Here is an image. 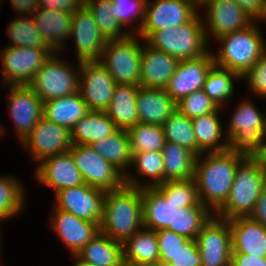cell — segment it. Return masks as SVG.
<instances>
[{
    "label": "cell",
    "instance_id": "cell-1",
    "mask_svg": "<svg viewBox=\"0 0 266 266\" xmlns=\"http://www.w3.org/2000/svg\"><path fill=\"white\" fill-rule=\"evenodd\" d=\"M247 157L229 149L197 156L193 178L198 196L213 213L228 199L236 170Z\"/></svg>",
    "mask_w": 266,
    "mask_h": 266
},
{
    "label": "cell",
    "instance_id": "cell-2",
    "mask_svg": "<svg viewBox=\"0 0 266 266\" xmlns=\"http://www.w3.org/2000/svg\"><path fill=\"white\" fill-rule=\"evenodd\" d=\"M143 227L141 188L124 184L106 191L100 223L102 233L123 243Z\"/></svg>",
    "mask_w": 266,
    "mask_h": 266
},
{
    "label": "cell",
    "instance_id": "cell-3",
    "mask_svg": "<svg viewBox=\"0 0 266 266\" xmlns=\"http://www.w3.org/2000/svg\"><path fill=\"white\" fill-rule=\"evenodd\" d=\"M225 34L217 40L221 42L218 53H212L215 65L244 76L266 52V43L259 28L254 25Z\"/></svg>",
    "mask_w": 266,
    "mask_h": 266
},
{
    "label": "cell",
    "instance_id": "cell-4",
    "mask_svg": "<svg viewBox=\"0 0 266 266\" xmlns=\"http://www.w3.org/2000/svg\"><path fill=\"white\" fill-rule=\"evenodd\" d=\"M201 19L197 14L190 22L155 31L145 42L179 61L201 57L209 52L208 34Z\"/></svg>",
    "mask_w": 266,
    "mask_h": 266
},
{
    "label": "cell",
    "instance_id": "cell-5",
    "mask_svg": "<svg viewBox=\"0 0 266 266\" xmlns=\"http://www.w3.org/2000/svg\"><path fill=\"white\" fill-rule=\"evenodd\" d=\"M265 187L266 173L248 156L236 170L228 199L214 215L227 220L250 216Z\"/></svg>",
    "mask_w": 266,
    "mask_h": 266
},
{
    "label": "cell",
    "instance_id": "cell-6",
    "mask_svg": "<svg viewBox=\"0 0 266 266\" xmlns=\"http://www.w3.org/2000/svg\"><path fill=\"white\" fill-rule=\"evenodd\" d=\"M141 51L136 34L105 44L101 64L112 75L116 84L140 85Z\"/></svg>",
    "mask_w": 266,
    "mask_h": 266
},
{
    "label": "cell",
    "instance_id": "cell-7",
    "mask_svg": "<svg viewBox=\"0 0 266 266\" xmlns=\"http://www.w3.org/2000/svg\"><path fill=\"white\" fill-rule=\"evenodd\" d=\"M226 130L228 149L249 156L262 143L264 114L249 100H244L235 109Z\"/></svg>",
    "mask_w": 266,
    "mask_h": 266
},
{
    "label": "cell",
    "instance_id": "cell-8",
    "mask_svg": "<svg viewBox=\"0 0 266 266\" xmlns=\"http://www.w3.org/2000/svg\"><path fill=\"white\" fill-rule=\"evenodd\" d=\"M53 53L34 75L28 86L43 100L72 95L79 91V69L59 60ZM57 56V57H56Z\"/></svg>",
    "mask_w": 266,
    "mask_h": 266
},
{
    "label": "cell",
    "instance_id": "cell-9",
    "mask_svg": "<svg viewBox=\"0 0 266 266\" xmlns=\"http://www.w3.org/2000/svg\"><path fill=\"white\" fill-rule=\"evenodd\" d=\"M191 0H146L144 22L138 37L146 41L155 31L190 22L199 12Z\"/></svg>",
    "mask_w": 266,
    "mask_h": 266
},
{
    "label": "cell",
    "instance_id": "cell-10",
    "mask_svg": "<svg viewBox=\"0 0 266 266\" xmlns=\"http://www.w3.org/2000/svg\"><path fill=\"white\" fill-rule=\"evenodd\" d=\"M3 85H28L53 52L49 48L6 46L0 49Z\"/></svg>",
    "mask_w": 266,
    "mask_h": 266
},
{
    "label": "cell",
    "instance_id": "cell-11",
    "mask_svg": "<svg viewBox=\"0 0 266 266\" xmlns=\"http://www.w3.org/2000/svg\"><path fill=\"white\" fill-rule=\"evenodd\" d=\"M69 152L85 184L104 191L116 190L125 184L124 175L91 145H72Z\"/></svg>",
    "mask_w": 266,
    "mask_h": 266
},
{
    "label": "cell",
    "instance_id": "cell-12",
    "mask_svg": "<svg viewBox=\"0 0 266 266\" xmlns=\"http://www.w3.org/2000/svg\"><path fill=\"white\" fill-rule=\"evenodd\" d=\"M79 92L91 111L105 112L112 100L115 81L99 61L78 62Z\"/></svg>",
    "mask_w": 266,
    "mask_h": 266
},
{
    "label": "cell",
    "instance_id": "cell-13",
    "mask_svg": "<svg viewBox=\"0 0 266 266\" xmlns=\"http://www.w3.org/2000/svg\"><path fill=\"white\" fill-rule=\"evenodd\" d=\"M196 242L202 266L231 265V230L227 219L213 215L197 235Z\"/></svg>",
    "mask_w": 266,
    "mask_h": 266
},
{
    "label": "cell",
    "instance_id": "cell-14",
    "mask_svg": "<svg viewBox=\"0 0 266 266\" xmlns=\"http://www.w3.org/2000/svg\"><path fill=\"white\" fill-rule=\"evenodd\" d=\"M55 208L72 213L86 221L101 223L106 191L83 184L55 193Z\"/></svg>",
    "mask_w": 266,
    "mask_h": 266
},
{
    "label": "cell",
    "instance_id": "cell-15",
    "mask_svg": "<svg viewBox=\"0 0 266 266\" xmlns=\"http://www.w3.org/2000/svg\"><path fill=\"white\" fill-rule=\"evenodd\" d=\"M22 144L24 148H29L32 158L40 162L48 156L69 151L72 146L71 132L66 127L42 117L23 139Z\"/></svg>",
    "mask_w": 266,
    "mask_h": 266
},
{
    "label": "cell",
    "instance_id": "cell-16",
    "mask_svg": "<svg viewBox=\"0 0 266 266\" xmlns=\"http://www.w3.org/2000/svg\"><path fill=\"white\" fill-rule=\"evenodd\" d=\"M71 37L75 39L78 62L100 60L107 40L85 4L72 13Z\"/></svg>",
    "mask_w": 266,
    "mask_h": 266
},
{
    "label": "cell",
    "instance_id": "cell-17",
    "mask_svg": "<svg viewBox=\"0 0 266 266\" xmlns=\"http://www.w3.org/2000/svg\"><path fill=\"white\" fill-rule=\"evenodd\" d=\"M8 109L21 142L43 117L44 101L28 85H9Z\"/></svg>",
    "mask_w": 266,
    "mask_h": 266
},
{
    "label": "cell",
    "instance_id": "cell-18",
    "mask_svg": "<svg viewBox=\"0 0 266 266\" xmlns=\"http://www.w3.org/2000/svg\"><path fill=\"white\" fill-rule=\"evenodd\" d=\"M212 52L209 51L198 58L179 61L165 88L176 103L192 92L203 89L207 74L215 64Z\"/></svg>",
    "mask_w": 266,
    "mask_h": 266
},
{
    "label": "cell",
    "instance_id": "cell-19",
    "mask_svg": "<svg viewBox=\"0 0 266 266\" xmlns=\"http://www.w3.org/2000/svg\"><path fill=\"white\" fill-rule=\"evenodd\" d=\"M202 6L206 9L203 22L206 21L208 25L204 24V29L210 31L216 39L242 30L254 22L234 0H206L200 8Z\"/></svg>",
    "mask_w": 266,
    "mask_h": 266
},
{
    "label": "cell",
    "instance_id": "cell-20",
    "mask_svg": "<svg viewBox=\"0 0 266 266\" xmlns=\"http://www.w3.org/2000/svg\"><path fill=\"white\" fill-rule=\"evenodd\" d=\"M51 225L68 250L75 255L100 232V224L78 218L72 213L54 208Z\"/></svg>",
    "mask_w": 266,
    "mask_h": 266
},
{
    "label": "cell",
    "instance_id": "cell-21",
    "mask_svg": "<svg viewBox=\"0 0 266 266\" xmlns=\"http://www.w3.org/2000/svg\"><path fill=\"white\" fill-rule=\"evenodd\" d=\"M35 171L36 180L53 188L55 193L64 188L84 184L80 171L74 164L69 151L41 160Z\"/></svg>",
    "mask_w": 266,
    "mask_h": 266
},
{
    "label": "cell",
    "instance_id": "cell-22",
    "mask_svg": "<svg viewBox=\"0 0 266 266\" xmlns=\"http://www.w3.org/2000/svg\"><path fill=\"white\" fill-rule=\"evenodd\" d=\"M229 221L232 254H250L266 257V227L248 217H236Z\"/></svg>",
    "mask_w": 266,
    "mask_h": 266
},
{
    "label": "cell",
    "instance_id": "cell-23",
    "mask_svg": "<svg viewBox=\"0 0 266 266\" xmlns=\"http://www.w3.org/2000/svg\"><path fill=\"white\" fill-rule=\"evenodd\" d=\"M141 51L140 85L144 87L166 88L175 73L179 60L150 45L143 44Z\"/></svg>",
    "mask_w": 266,
    "mask_h": 266
},
{
    "label": "cell",
    "instance_id": "cell-24",
    "mask_svg": "<svg viewBox=\"0 0 266 266\" xmlns=\"http://www.w3.org/2000/svg\"><path fill=\"white\" fill-rule=\"evenodd\" d=\"M175 110H177L176 102L165 88L139 85L137 112L140 123L162 126Z\"/></svg>",
    "mask_w": 266,
    "mask_h": 266
},
{
    "label": "cell",
    "instance_id": "cell-25",
    "mask_svg": "<svg viewBox=\"0 0 266 266\" xmlns=\"http://www.w3.org/2000/svg\"><path fill=\"white\" fill-rule=\"evenodd\" d=\"M141 192L144 228L174 232V217L179 206L167 200L155 187L141 188Z\"/></svg>",
    "mask_w": 266,
    "mask_h": 266
},
{
    "label": "cell",
    "instance_id": "cell-26",
    "mask_svg": "<svg viewBox=\"0 0 266 266\" xmlns=\"http://www.w3.org/2000/svg\"><path fill=\"white\" fill-rule=\"evenodd\" d=\"M46 46L53 52L62 50V44L71 34L72 13L38 7L32 14Z\"/></svg>",
    "mask_w": 266,
    "mask_h": 266
},
{
    "label": "cell",
    "instance_id": "cell-27",
    "mask_svg": "<svg viewBox=\"0 0 266 266\" xmlns=\"http://www.w3.org/2000/svg\"><path fill=\"white\" fill-rule=\"evenodd\" d=\"M75 258V264L121 266L124 263L122 242L100 232L75 255Z\"/></svg>",
    "mask_w": 266,
    "mask_h": 266
},
{
    "label": "cell",
    "instance_id": "cell-28",
    "mask_svg": "<svg viewBox=\"0 0 266 266\" xmlns=\"http://www.w3.org/2000/svg\"><path fill=\"white\" fill-rule=\"evenodd\" d=\"M139 85L116 84L112 100L105 111L119 129L128 130L139 122L137 93Z\"/></svg>",
    "mask_w": 266,
    "mask_h": 266
},
{
    "label": "cell",
    "instance_id": "cell-29",
    "mask_svg": "<svg viewBox=\"0 0 266 266\" xmlns=\"http://www.w3.org/2000/svg\"><path fill=\"white\" fill-rule=\"evenodd\" d=\"M118 129L106 112L90 110L70 130L72 145H91Z\"/></svg>",
    "mask_w": 266,
    "mask_h": 266
},
{
    "label": "cell",
    "instance_id": "cell-30",
    "mask_svg": "<svg viewBox=\"0 0 266 266\" xmlns=\"http://www.w3.org/2000/svg\"><path fill=\"white\" fill-rule=\"evenodd\" d=\"M80 92L44 101L43 117L71 130L89 112Z\"/></svg>",
    "mask_w": 266,
    "mask_h": 266
},
{
    "label": "cell",
    "instance_id": "cell-31",
    "mask_svg": "<svg viewBox=\"0 0 266 266\" xmlns=\"http://www.w3.org/2000/svg\"><path fill=\"white\" fill-rule=\"evenodd\" d=\"M123 261L132 266H147L159 261L156 232L147 228L137 231L123 243Z\"/></svg>",
    "mask_w": 266,
    "mask_h": 266
},
{
    "label": "cell",
    "instance_id": "cell-32",
    "mask_svg": "<svg viewBox=\"0 0 266 266\" xmlns=\"http://www.w3.org/2000/svg\"><path fill=\"white\" fill-rule=\"evenodd\" d=\"M91 147L125 176L132 160L130 137L127 130L118 129L103 140L95 141Z\"/></svg>",
    "mask_w": 266,
    "mask_h": 266
},
{
    "label": "cell",
    "instance_id": "cell-33",
    "mask_svg": "<svg viewBox=\"0 0 266 266\" xmlns=\"http://www.w3.org/2000/svg\"><path fill=\"white\" fill-rule=\"evenodd\" d=\"M221 109L191 119L197 140V156L206 152H221L228 149V140L220 141L224 131L219 118Z\"/></svg>",
    "mask_w": 266,
    "mask_h": 266
},
{
    "label": "cell",
    "instance_id": "cell-34",
    "mask_svg": "<svg viewBox=\"0 0 266 266\" xmlns=\"http://www.w3.org/2000/svg\"><path fill=\"white\" fill-rule=\"evenodd\" d=\"M164 161V182L188 180L194 177L197 155L178 144L166 141L162 149Z\"/></svg>",
    "mask_w": 266,
    "mask_h": 266
},
{
    "label": "cell",
    "instance_id": "cell-35",
    "mask_svg": "<svg viewBox=\"0 0 266 266\" xmlns=\"http://www.w3.org/2000/svg\"><path fill=\"white\" fill-rule=\"evenodd\" d=\"M137 168V174L150 177L152 181L139 183L138 178H133L130 173L124 176L125 184L137 187H156L164 182V161L162 151H147L132 155L131 165Z\"/></svg>",
    "mask_w": 266,
    "mask_h": 266
},
{
    "label": "cell",
    "instance_id": "cell-36",
    "mask_svg": "<svg viewBox=\"0 0 266 266\" xmlns=\"http://www.w3.org/2000/svg\"><path fill=\"white\" fill-rule=\"evenodd\" d=\"M236 78L243 79V76L214 64L207 74L203 90L219 108H223L225 101L234 95L233 81Z\"/></svg>",
    "mask_w": 266,
    "mask_h": 266
},
{
    "label": "cell",
    "instance_id": "cell-37",
    "mask_svg": "<svg viewBox=\"0 0 266 266\" xmlns=\"http://www.w3.org/2000/svg\"><path fill=\"white\" fill-rule=\"evenodd\" d=\"M213 215L211 209L201 202L197 206L177 209L174 217V232L188 239H196Z\"/></svg>",
    "mask_w": 266,
    "mask_h": 266
},
{
    "label": "cell",
    "instance_id": "cell-38",
    "mask_svg": "<svg viewBox=\"0 0 266 266\" xmlns=\"http://www.w3.org/2000/svg\"><path fill=\"white\" fill-rule=\"evenodd\" d=\"M85 5L92 12L94 20L101 31L103 37L109 40H120L126 38L130 34H133L124 30L116 17L113 16V9H111L112 3L109 0H85Z\"/></svg>",
    "mask_w": 266,
    "mask_h": 266
},
{
    "label": "cell",
    "instance_id": "cell-39",
    "mask_svg": "<svg viewBox=\"0 0 266 266\" xmlns=\"http://www.w3.org/2000/svg\"><path fill=\"white\" fill-rule=\"evenodd\" d=\"M127 131L132 155L147 151H162L166 142L161 125L138 122Z\"/></svg>",
    "mask_w": 266,
    "mask_h": 266
},
{
    "label": "cell",
    "instance_id": "cell-40",
    "mask_svg": "<svg viewBox=\"0 0 266 266\" xmlns=\"http://www.w3.org/2000/svg\"><path fill=\"white\" fill-rule=\"evenodd\" d=\"M162 127L166 141L186 147L197 155V140L190 118L175 110Z\"/></svg>",
    "mask_w": 266,
    "mask_h": 266
},
{
    "label": "cell",
    "instance_id": "cell-41",
    "mask_svg": "<svg viewBox=\"0 0 266 266\" xmlns=\"http://www.w3.org/2000/svg\"><path fill=\"white\" fill-rule=\"evenodd\" d=\"M9 24L7 33L12 44L8 46L48 48L32 15H24Z\"/></svg>",
    "mask_w": 266,
    "mask_h": 266
},
{
    "label": "cell",
    "instance_id": "cell-42",
    "mask_svg": "<svg viewBox=\"0 0 266 266\" xmlns=\"http://www.w3.org/2000/svg\"><path fill=\"white\" fill-rule=\"evenodd\" d=\"M167 200L180 208L197 206L200 203L194 178L169 180L155 187Z\"/></svg>",
    "mask_w": 266,
    "mask_h": 266
},
{
    "label": "cell",
    "instance_id": "cell-43",
    "mask_svg": "<svg viewBox=\"0 0 266 266\" xmlns=\"http://www.w3.org/2000/svg\"><path fill=\"white\" fill-rule=\"evenodd\" d=\"M20 181L0 176V221L7 220L23 210L24 189Z\"/></svg>",
    "mask_w": 266,
    "mask_h": 266
},
{
    "label": "cell",
    "instance_id": "cell-44",
    "mask_svg": "<svg viewBox=\"0 0 266 266\" xmlns=\"http://www.w3.org/2000/svg\"><path fill=\"white\" fill-rule=\"evenodd\" d=\"M177 110L190 119H194L219 109L216 103L203 89L192 92L176 103Z\"/></svg>",
    "mask_w": 266,
    "mask_h": 266
},
{
    "label": "cell",
    "instance_id": "cell-45",
    "mask_svg": "<svg viewBox=\"0 0 266 266\" xmlns=\"http://www.w3.org/2000/svg\"><path fill=\"white\" fill-rule=\"evenodd\" d=\"M145 3L146 0H123L118 1V3H112L113 16L116 17L123 28L125 25L131 24L133 18L136 21L139 20V27L134 31L138 34L144 22Z\"/></svg>",
    "mask_w": 266,
    "mask_h": 266
},
{
    "label": "cell",
    "instance_id": "cell-46",
    "mask_svg": "<svg viewBox=\"0 0 266 266\" xmlns=\"http://www.w3.org/2000/svg\"><path fill=\"white\" fill-rule=\"evenodd\" d=\"M155 232L158 239L159 261L169 263L188 238L167 229Z\"/></svg>",
    "mask_w": 266,
    "mask_h": 266
},
{
    "label": "cell",
    "instance_id": "cell-47",
    "mask_svg": "<svg viewBox=\"0 0 266 266\" xmlns=\"http://www.w3.org/2000/svg\"><path fill=\"white\" fill-rule=\"evenodd\" d=\"M247 84L258 97H266V52L258 59L252 68L243 76Z\"/></svg>",
    "mask_w": 266,
    "mask_h": 266
},
{
    "label": "cell",
    "instance_id": "cell-48",
    "mask_svg": "<svg viewBox=\"0 0 266 266\" xmlns=\"http://www.w3.org/2000/svg\"><path fill=\"white\" fill-rule=\"evenodd\" d=\"M169 263L172 266H202V255L196 239H188Z\"/></svg>",
    "mask_w": 266,
    "mask_h": 266
},
{
    "label": "cell",
    "instance_id": "cell-49",
    "mask_svg": "<svg viewBox=\"0 0 266 266\" xmlns=\"http://www.w3.org/2000/svg\"><path fill=\"white\" fill-rule=\"evenodd\" d=\"M85 4V0H39L42 9L73 13Z\"/></svg>",
    "mask_w": 266,
    "mask_h": 266
},
{
    "label": "cell",
    "instance_id": "cell-50",
    "mask_svg": "<svg viewBox=\"0 0 266 266\" xmlns=\"http://www.w3.org/2000/svg\"><path fill=\"white\" fill-rule=\"evenodd\" d=\"M230 266H266V257L250 254H231Z\"/></svg>",
    "mask_w": 266,
    "mask_h": 266
},
{
    "label": "cell",
    "instance_id": "cell-51",
    "mask_svg": "<svg viewBox=\"0 0 266 266\" xmlns=\"http://www.w3.org/2000/svg\"><path fill=\"white\" fill-rule=\"evenodd\" d=\"M253 20L262 12L264 0H234Z\"/></svg>",
    "mask_w": 266,
    "mask_h": 266
},
{
    "label": "cell",
    "instance_id": "cell-52",
    "mask_svg": "<svg viewBox=\"0 0 266 266\" xmlns=\"http://www.w3.org/2000/svg\"><path fill=\"white\" fill-rule=\"evenodd\" d=\"M252 220H255L266 227V187L261 192L253 212L249 216Z\"/></svg>",
    "mask_w": 266,
    "mask_h": 266
},
{
    "label": "cell",
    "instance_id": "cell-53",
    "mask_svg": "<svg viewBox=\"0 0 266 266\" xmlns=\"http://www.w3.org/2000/svg\"><path fill=\"white\" fill-rule=\"evenodd\" d=\"M12 7L15 11L20 13H26L25 15H32L39 6V0H10Z\"/></svg>",
    "mask_w": 266,
    "mask_h": 266
},
{
    "label": "cell",
    "instance_id": "cell-54",
    "mask_svg": "<svg viewBox=\"0 0 266 266\" xmlns=\"http://www.w3.org/2000/svg\"><path fill=\"white\" fill-rule=\"evenodd\" d=\"M250 158L266 173V140L262 141Z\"/></svg>",
    "mask_w": 266,
    "mask_h": 266
},
{
    "label": "cell",
    "instance_id": "cell-55",
    "mask_svg": "<svg viewBox=\"0 0 266 266\" xmlns=\"http://www.w3.org/2000/svg\"><path fill=\"white\" fill-rule=\"evenodd\" d=\"M258 20H266V0H264V3H263V8H262V12L261 14L259 15V17L257 18V21Z\"/></svg>",
    "mask_w": 266,
    "mask_h": 266
},
{
    "label": "cell",
    "instance_id": "cell-56",
    "mask_svg": "<svg viewBox=\"0 0 266 266\" xmlns=\"http://www.w3.org/2000/svg\"><path fill=\"white\" fill-rule=\"evenodd\" d=\"M147 266H172L170 263L156 261L155 263L149 264Z\"/></svg>",
    "mask_w": 266,
    "mask_h": 266
},
{
    "label": "cell",
    "instance_id": "cell-57",
    "mask_svg": "<svg viewBox=\"0 0 266 266\" xmlns=\"http://www.w3.org/2000/svg\"><path fill=\"white\" fill-rule=\"evenodd\" d=\"M263 140H266V116H264V128L262 133Z\"/></svg>",
    "mask_w": 266,
    "mask_h": 266
},
{
    "label": "cell",
    "instance_id": "cell-58",
    "mask_svg": "<svg viewBox=\"0 0 266 266\" xmlns=\"http://www.w3.org/2000/svg\"><path fill=\"white\" fill-rule=\"evenodd\" d=\"M206 0H195V3L200 7Z\"/></svg>",
    "mask_w": 266,
    "mask_h": 266
},
{
    "label": "cell",
    "instance_id": "cell-59",
    "mask_svg": "<svg viewBox=\"0 0 266 266\" xmlns=\"http://www.w3.org/2000/svg\"><path fill=\"white\" fill-rule=\"evenodd\" d=\"M1 126H2V125L0 124V134H1L0 136L2 137V136H3L2 133H4V132H3V130H4L3 128H4V127H1Z\"/></svg>",
    "mask_w": 266,
    "mask_h": 266
},
{
    "label": "cell",
    "instance_id": "cell-60",
    "mask_svg": "<svg viewBox=\"0 0 266 266\" xmlns=\"http://www.w3.org/2000/svg\"><path fill=\"white\" fill-rule=\"evenodd\" d=\"M111 3H118V1H123V0H109Z\"/></svg>",
    "mask_w": 266,
    "mask_h": 266
},
{
    "label": "cell",
    "instance_id": "cell-61",
    "mask_svg": "<svg viewBox=\"0 0 266 266\" xmlns=\"http://www.w3.org/2000/svg\"><path fill=\"white\" fill-rule=\"evenodd\" d=\"M73 266H91V265H84V264H74Z\"/></svg>",
    "mask_w": 266,
    "mask_h": 266
},
{
    "label": "cell",
    "instance_id": "cell-62",
    "mask_svg": "<svg viewBox=\"0 0 266 266\" xmlns=\"http://www.w3.org/2000/svg\"><path fill=\"white\" fill-rule=\"evenodd\" d=\"M121 266H132V265L123 263Z\"/></svg>",
    "mask_w": 266,
    "mask_h": 266
}]
</instances>
